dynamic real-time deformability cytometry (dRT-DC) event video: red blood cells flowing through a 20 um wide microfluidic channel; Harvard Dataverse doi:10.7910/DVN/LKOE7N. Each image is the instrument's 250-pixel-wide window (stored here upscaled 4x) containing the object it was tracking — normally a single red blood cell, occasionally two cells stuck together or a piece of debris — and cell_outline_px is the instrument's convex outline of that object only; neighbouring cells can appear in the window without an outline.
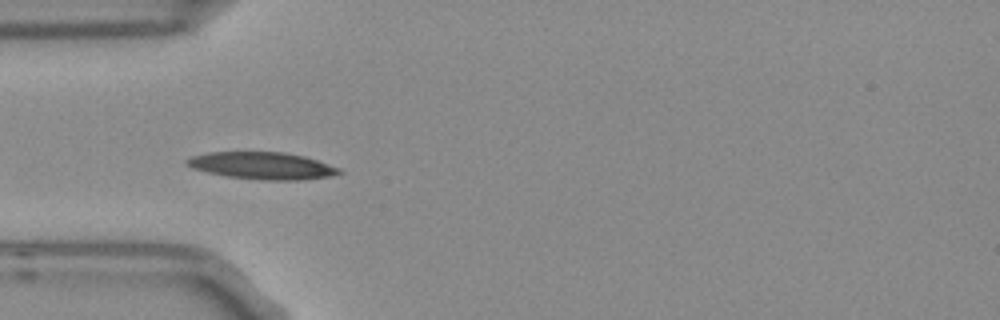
{"species": "Egyptian fruit bat (a non-hibernating species)", "species_latin": "Rousettus aegyptiacus", "temperature_condition": "room temperature", "stored_images_in_passage": 4, "camera_frame_rate_fps": 3000, "um_per_image_px": 0.085, "frame": {"image": 1, "passage_image": 3, "time_ms": 0.667, "image_size_px": [1000, 320], "cell_outline_px": [[344, 172], [328, 176], [300, 180], [264, 180], [224, 176], [192, 168], [184, 164], [184, 160], [192, 156], [208, 152], [284, 152], [304, 156], [340, 168]], "centroid_in_image_um": [22.24, 14.08], "position_along_channel_um": 62.8, "area_um2": 24.04}}
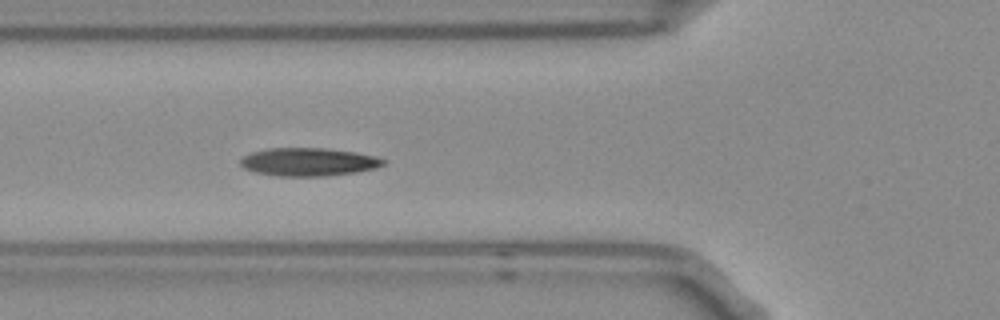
{"frame": {"image": 2, "passage_image": 4, "time_ms": 1.0, "image_size_px": [1000, 320], "cell_outline_px": [[388, 160], [384, 164], [376, 168], [356, 172], [324, 176], [276, 176], [252, 172], [244, 168], [240, 164], [240, 160], [244, 156], [252, 152], [268, 148], [324, 148], [352, 152], [372, 156]], "centroid_in_image_um": [26.18, 13.77], "position_along_channel_um": 99.6, "area_um2": 23.35}}